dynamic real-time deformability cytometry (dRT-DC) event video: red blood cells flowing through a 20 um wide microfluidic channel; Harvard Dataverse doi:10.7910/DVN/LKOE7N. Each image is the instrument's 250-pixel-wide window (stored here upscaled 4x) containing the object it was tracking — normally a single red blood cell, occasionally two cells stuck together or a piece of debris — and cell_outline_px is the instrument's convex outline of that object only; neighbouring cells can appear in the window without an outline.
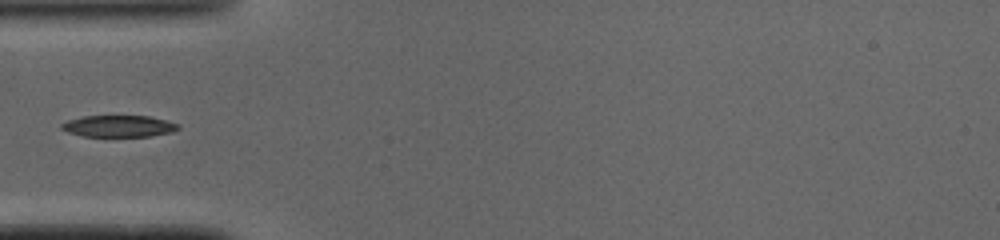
{"species": "common noctule bat (a hibernating species)", "species_latin": "Nyctalus noctula", "temperature_condition": "cold", "stored_images_in_passage": 33, "camera_frame_rate_fps": 3000, "um_per_image_px": 0.085, "animal": {"sex": "male", "body_mass_g": 19.0, "forearm_length_mm": 50.8}, "frame": {"image": 1, "passage_image": 1, "time_ms": 0.0, "image_size_px": [1000, 240], "cell_outline_px": [[180, 128], [172, 132], [148, 136], [84, 136], [68, 132], [60, 128], [60, 124], [68, 120], [84, 116], [152, 116], [180, 124]], "centroid_in_image_um": [10.11, 10.71], "position_along_channel_um": 74.9, "area_um2": 14.68}}